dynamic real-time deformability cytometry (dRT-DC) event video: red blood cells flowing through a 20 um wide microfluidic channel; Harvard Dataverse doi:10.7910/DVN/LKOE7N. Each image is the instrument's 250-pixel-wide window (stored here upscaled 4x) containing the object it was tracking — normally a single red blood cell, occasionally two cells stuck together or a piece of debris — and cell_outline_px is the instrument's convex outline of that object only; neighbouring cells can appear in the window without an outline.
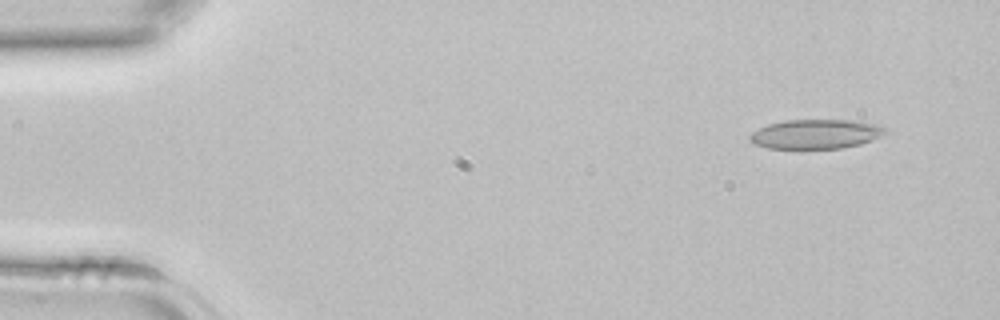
{"species": "common noctule bat (a hibernating species)", "species_latin": "Nyctalus noctula", "temperature_condition": "room temperature", "stored_images_in_passage": 43, "camera_frame_rate_fps": 3000, "um_per_image_px": 0.085, "animal": {"sex": "female", "body_mass_g": 22.7, "forearm_length_mm": 54.2}, "frame": {"image": 1, "passage_image": 4, "time_ms": 1.0, "image_size_px": [1000, 320], "cell_outline_px": [[888, 132], [872, 140], [860, 144], [840, 148], [768, 148], [756, 144], [748, 140], [748, 136], [752, 132], [768, 124], [784, 120], [852, 120], [876, 124], [888, 128]], "centroid_in_image_um": [69.35, 11.39], "position_along_channel_um": 15.6, "area_um2": 23.18}}
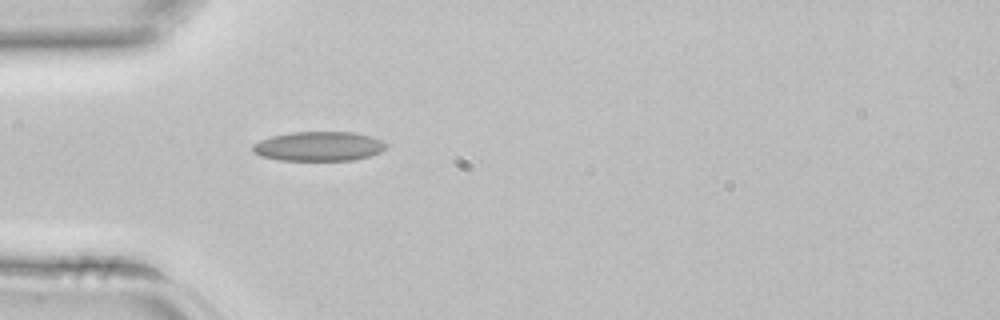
{"frame": {"image": 2, "passage_image": 13, "time_ms": 4.0, "image_size_px": [1000, 320], "cell_outline_px": [[388, 144], [380, 152], [368, 156], [352, 160], [280, 160], [260, 156], [252, 152], [252, 144], [260, 140], [272, 136], [292, 132], [352, 132], [368, 136], [380, 140]], "centroid_in_image_um": [27.04, 12.44], "position_along_channel_um": 58.0, "area_um2": 22.72}}
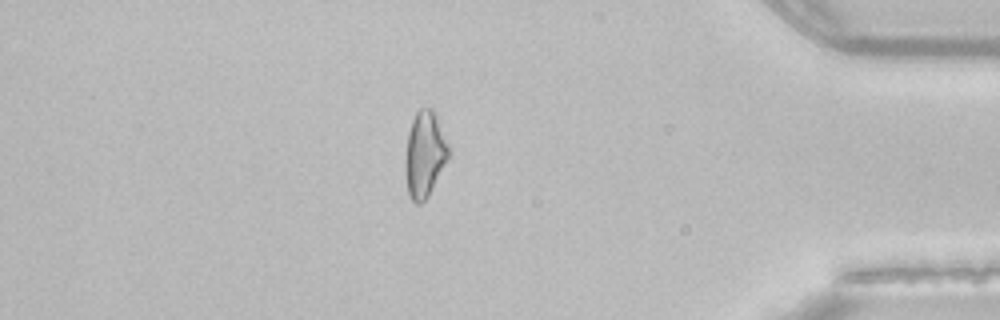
{"frame": {"image": 3, "passage_image": 37, "time_ms": 12.0, "image_size_px": [1000, 320], "cell_outline_px": [[452, 152], [448, 160], [428, 196], [420, 204], [416, 204], [408, 196], [404, 172], [404, 156], [408, 132], [412, 120], [416, 112], [420, 108], [432, 108], [452, 148]], "centroid_in_image_um": [36.1, 13.12], "position_along_channel_um": 399.1, "area_um2": 22.37}}